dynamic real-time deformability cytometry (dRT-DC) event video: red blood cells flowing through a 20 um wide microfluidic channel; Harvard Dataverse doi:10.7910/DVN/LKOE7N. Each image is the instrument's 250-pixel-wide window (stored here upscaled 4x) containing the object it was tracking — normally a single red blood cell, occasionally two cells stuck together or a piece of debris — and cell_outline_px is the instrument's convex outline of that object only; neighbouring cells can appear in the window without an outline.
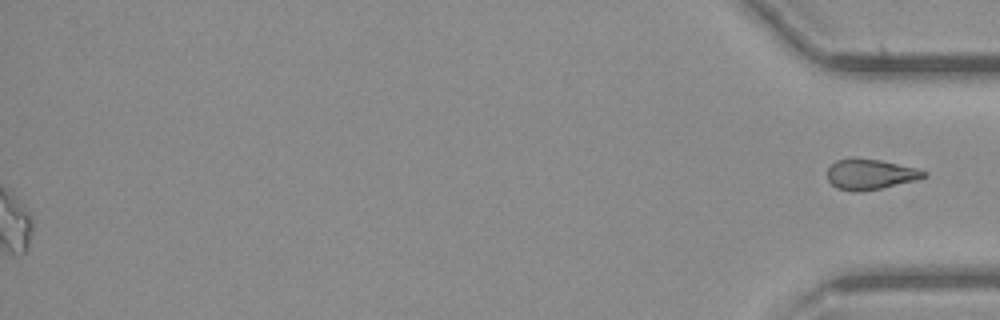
{"species": "common noctule bat (a hibernating species)", "species_latin": "Nyctalus noctula", "temperature_condition": "cold", "stored_images_in_passage": 39, "segment_of_instrument_passage": [2, 2], "camera_frame_rate_fps": 3000, "um_per_image_px": 0.085, "animal": {"sex": "female", "body_mass_g": 21.9}, "frame": {"image": 1, "passage_image": 39, "time_ms": 12.667, "image_size_px": [1000, 320], "cell_outline_px": [[928, 176], [916, 180], [880, 188], [860, 192], [852, 192], [836, 188], [828, 180], [828, 168], [836, 160], [852, 156], [856, 156], [880, 160], [916, 168], [928, 172]], "centroid_in_image_um": [73.95, 14.79], "position_along_channel_um": 361.3, "area_um2": 17.4}}